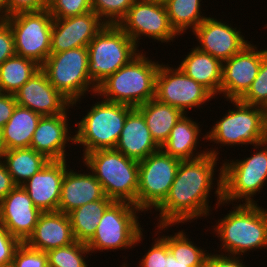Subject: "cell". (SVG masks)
Listing matches in <instances>:
<instances>
[{"label":"cell","instance_id":"7a4b0ae2","mask_svg":"<svg viewBox=\"0 0 267 267\" xmlns=\"http://www.w3.org/2000/svg\"><path fill=\"white\" fill-rule=\"evenodd\" d=\"M232 206L229 213L211 226L214 237L221 241L218 252L243 257L251 251L267 249V209L258 203Z\"/></svg>","mask_w":267,"mask_h":267},{"label":"cell","instance_id":"e575fe53","mask_svg":"<svg viewBox=\"0 0 267 267\" xmlns=\"http://www.w3.org/2000/svg\"><path fill=\"white\" fill-rule=\"evenodd\" d=\"M135 0H92V10L106 25H118Z\"/></svg>","mask_w":267,"mask_h":267},{"label":"cell","instance_id":"2e32d148","mask_svg":"<svg viewBox=\"0 0 267 267\" xmlns=\"http://www.w3.org/2000/svg\"><path fill=\"white\" fill-rule=\"evenodd\" d=\"M231 25L226 19L223 21L209 15L192 32L199 43L195 47L221 62L228 60L251 42L242 35L241 28Z\"/></svg>","mask_w":267,"mask_h":267},{"label":"cell","instance_id":"cb8c5ba5","mask_svg":"<svg viewBox=\"0 0 267 267\" xmlns=\"http://www.w3.org/2000/svg\"><path fill=\"white\" fill-rule=\"evenodd\" d=\"M74 241L68 214L53 211L40 214L33 233L25 243L31 248L48 252L72 244Z\"/></svg>","mask_w":267,"mask_h":267},{"label":"cell","instance_id":"44dd1931","mask_svg":"<svg viewBox=\"0 0 267 267\" xmlns=\"http://www.w3.org/2000/svg\"><path fill=\"white\" fill-rule=\"evenodd\" d=\"M68 160H49L47 164L23 185L34 205L41 212L58 211L61 185Z\"/></svg>","mask_w":267,"mask_h":267},{"label":"cell","instance_id":"4316f807","mask_svg":"<svg viewBox=\"0 0 267 267\" xmlns=\"http://www.w3.org/2000/svg\"><path fill=\"white\" fill-rule=\"evenodd\" d=\"M136 109L143 115L155 143L161 148L175 124L184 113L156 98L141 104Z\"/></svg>","mask_w":267,"mask_h":267},{"label":"cell","instance_id":"8992f818","mask_svg":"<svg viewBox=\"0 0 267 267\" xmlns=\"http://www.w3.org/2000/svg\"><path fill=\"white\" fill-rule=\"evenodd\" d=\"M134 108L125 104L100 100L90 106L85 116L74 126L75 144L86 153L115 149L127 115Z\"/></svg>","mask_w":267,"mask_h":267},{"label":"cell","instance_id":"4fadbf2b","mask_svg":"<svg viewBox=\"0 0 267 267\" xmlns=\"http://www.w3.org/2000/svg\"><path fill=\"white\" fill-rule=\"evenodd\" d=\"M160 63L156 76L155 98L187 114L202 108L215 97L201 84L187 76L180 67ZM189 109V110H188ZM188 111V112H187Z\"/></svg>","mask_w":267,"mask_h":267},{"label":"cell","instance_id":"836d02e7","mask_svg":"<svg viewBox=\"0 0 267 267\" xmlns=\"http://www.w3.org/2000/svg\"><path fill=\"white\" fill-rule=\"evenodd\" d=\"M90 253L86 243L75 240L67 246L49 250L48 267H88Z\"/></svg>","mask_w":267,"mask_h":267},{"label":"cell","instance_id":"74e56055","mask_svg":"<svg viewBox=\"0 0 267 267\" xmlns=\"http://www.w3.org/2000/svg\"><path fill=\"white\" fill-rule=\"evenodd\" d=\"M11 267H48L47 252L31 248L22 242L15 251Z\"/></svg>","mask_w":267,"mask_h":267},{"label":"cell","instance_id":"5b68a950","mask_svg":"<svg viewBox=\"0 0 267 267\" xmlns=\"http://www.w3.org/2000/svg\"><path fill=\"white\" fill-rule=\"evenodd\" d=\"M235 108L229 109L206 132V142L223 146H257L267 140V110L240 100H225ZM220 144V145H219ZM222 146V147H221Z\"/></svg>","mask_w":267,"mask_h":267},{"label":"cell","instance_id":"d4e9b609","mask_svg":"<svg viewBox=\"0 0 267 267\" xmlns=\"http://www.w3.org/2000/svg\"><path fill=\"white\" fill-rule=\"evenodd\" d=\"M115 149L137 161L160 150L151 136L143 115L136 108L127 115Z\"/></svg>","mask_w":267,"mask_h":267},{"label":"cell","instance_id":"d590c367","mask_svg":"<svg viewBox=\"0 0 267 267\" xmlns=\"http://www.w3.org/2000/svg\"><path fill=\"white\" fill-rule=\"evenodd\" d=\"M239 100L267 110V54L262 60L257 77L252 82L248 91Z\"/></svg>","mask_w":267,"mask_h":267},{"label":"cell","instance_id":"8fae6325","mask_svg":"<svg viewBox=\"0 0 267 267\" xmlns=\"http://www.w3.org/2000/svg\"><path fill=\"white\" fill-rule=\"evenodd\" d=\"M14 34L16 55L35 61L40 66L51 54L53 17L47 9L23 12L4 18Z\"/></svg>","mask_w":267,"mask_h":267},{"label":"cell","instance_id":"b9f144b4","mask_svg":"<svg viewBox=\"0 0 267 267\" xmlns=\"http://www.w3.org/2000/svg\"><path fill=\"white\" fill-rule=\"evenodd\" d=\"M48 3L49 0H8L7 17L18 13L47 9Z\"/></svg>","mask_w":267,"mask_h":267},{"label":"cell","instance_id":"bcb514c9","mask_svg":"<svg viewBox=\"0 0 267 267\" xmlns=\"http://www.w3.org/2000/svg\"><path fill=\"white\" fill-rule=\"evenodd\" d=\"M166 267H190V263H182L176 261L171 252L167 254V265Z\"/></svg>","mask_w":267,"mask_h":267},{"label":"cell","instance_id":"4dcf8cb0","mask_svg":"<svg viewBox=\"0 0 267 267\" xmlns=\"http://www.w3.org/2000/svg\"><path fill=\"white\" fill-rule=\"evenodd\" d=\"M113 202L111 199H101L84 204L68 213L74 239L87 243L95 234L105 210Z\"/></svg>","mask_w":267,"mask_h":267},{"label":"cell","instance_id":"ee69618b","mask_svg":"<svg viewBox=\"0 0 267 267\" xmlns=\"http://www.w3.org/2000/svg\"><path fill=\"white\" fill-rule=\"evenodd\" d=\"M16 105L17 102L14 95L0 92V129L3 128L12 116Z\"/></svg>","mask_w":267,"mask_h":267},{"label":"cell","instance_id":"f35d334b","mask_svg":"<svg viewBox=\"0 0 267 267\" xmlns=\"http://www.w3.org/2000/svg\"><path fill=\"white\" fill-rule=\"evenodd\" d=\"M155 238L152 237L154 242L147 250L148 252L140 258L141 260L138 261L139 266L137 267H166L167 254L170 252L169 247L160 236Z\"/></svg>","mask_w":267,"mask_h":267},{"label":"cell","instance_id":"83f0119b","mask_svg":"<svg viewBox=\"0 0 267 267\" xmlns=\"http://www.w3.org/2000/svg\"><path fill=\"white\" fill-rule=\"evenodd\" d=\"M41 117L29 108L16 105L12 116L2 128L7 150L29 148Z\"/></svg>","mask_w":267,"mask_h":267},{"label":"cell","instance_id":"ba28073f","mask_svg":"<svg viewBox=\"0 0 267 267\" xmlns=\"http://www.w3.org/2000/svg\"><path fill=\"white\" fill-rule=\"evenodd\" d=\"M142 211L133 204L114 201L101 217L93 237L86 243L91 254L132 249L145 239L139 222ZM144 237V238H143ZM143 239V240H142Z\"/></svg>","mask_w":267,"mask_h":267},{"label":"cell","instance_id":"60d3db41","mask_svg":"<svg viewBox=\"0 0 267 267\" xmlns=\"http://www.w3.org/2000/svg\"><path fill=\"white\" fill-rule=\"evenodd\" d=\"M16 55L14 34L10 24L4 19L0 18V65Z\"/></svg>","mask_w":267,"mask_h":267},{"label":"cell","instance_id":"9a60e30c","mask_svg":"<svg viewBox=\"0 0 267 267\" xmlns=\"http://www.w3.org/2000/svg\"><path fill=\"white\" fill-rule=\"evenodd\" d=\"M267 48L258 50L249 43L240 52L222 62L220 94L225 100H239L257 77Z\"/></svg>","mask_w":267,"mask_h":267},{"label":"cell","instance_id":"52a82bcc","mask_svg":"<svg viewBox=\"0 0 267 267\" xmlns=\"http://www.w3.org/2000/svg\"><path fill=\"white\" fill-rule=\"evenodd\" d=\"M253 149L254 153L250 157L236 160L231 158L230 161L224 158L223 163H220L222 199L226 204L257 203L254 196L267 186V140L253 146Z\"/></svg>","mask_w":267,"mask_h":267},{"label":"cell","instance_id":"681fc988","mask_svg":"<svg viewBox=\"0 0 267 267\" xmlns=\"http://www.w3.org/2000/svg\"><path fill=\"white\" fill-rule=\"evenodd\" d=\"M157 3L166 4L169 0H151Z\"/></svg>","mask_w":267,"mask_h":267},{"label":"cell","instance_id":"7bdbcfd3","mask_svg":"<svg viewBox=\"0 0 267 267\" xmlns=\"http://www.w3.org/2000/svg\"><path fill=\"white\" fill-rule=\"evenodd\" d=\"M211 252L207 256L205 267H247L246 262L242 260V256L218 254L217 250L215 254V249L213 253Z\"/></svg>","mask_w":267,"mask_h":267},{"label":"cell","instance_id":"9c48e42d","mask_svg":"<svg viewBox=\"0 0 267 267\" xmlns=\"http://www.w3.org/2000/svg\"><path fill=\"white\" fill-rule=\"evenodd\" d=\"M89 55L87 47L69 49L60 53H51L41 66L49 82L72 107H79L81 99L91 91L96 94L97 87L88 76ZM75 105V106H74Z\"/></svg>","mask_w":267,"mask_h":267},{"label":"cell","instance_id":"7c38bea8","mask_svg":"<svg viewBox=\"0 0 267 267\" xmlns=\"http://www.w3.org/2000/svg\"><path fill=\"white\" fill-rule=\"evenodd\" d=\"M181 160L161 149L139 161L137 207L152 212L167 197Z\"/></svg>","mask_w":267,"mask_h":267},{"label":"cell","instance_id":"ac0fdd59","mask_svg":"<svg viewBox=\"0 0 267 267\" xmlns=\"http://www.w3.org/2000/svg\"><path fill=\"white\" fill-rule=\"evenodd\" d=\"M17 105L29 108L41 116L66 113L72 103L49 82L40 69L14 94Z\"/></svg>","mask_w":267,"mask_h":267},{"label":"cell","instance_id":"3957f363","mask_svg":"<svg viewBox=\"0 0 267 267\" xmlns=\"http://www.w3.org/2000/svg\"><path fill=\"white\" fill-rule=\"evenodd\" d=\"M141 52L128 64L111 74L97 86L98 99L136 108L155 98L156 76L160 62Z\"/></svg>","mask_w":267,"mask_h":267},{"label":"cell","instance_id":"603a6c76","mask_svg":"<svg viewBox=\"0 0 267 267\" xmlns=\"http://www.w3.org/2000/svg\"><path fill=\"white\" fill-rule=\"evenodd\" d=\"M69 167L62 181L58 211L68 214L89 202L110 199L106 197L101 183L91 171L81 173V170L77 172Z\"/></svg>","mask_w":267,"mask_h":267},{"label":"cell","instance_id":"e0dca14e","mask_svg":"<svg viewBox=\"0 0 267 267\" xmlns=\"http://www.w3.org/2000/svg\"><path fill=\"white\" fill-rule=\"evenodd\" d=\"M106 24L92 10L67 18H54L51 31V53L87 47Z\"/></svg>","mask_w":267,"mask_h":267},{"label":"cell","instance_id":"6da1fadb","mask_svg":"<svg viewBox=\"0 0 267 267\" xmlns=\"http://www.w3.org/2000/svg\"><path fill=\"white\" fill-rule=\"evenodd\" d=\"M219 158L213 154H206L198 159L180 162L167 197L153 211V214L159 212V216H156V225L179 226L187 222L191 224L193 220L212 215L209 197L214 186V196L217 197V206L214 209L223 205L226 207L227 204L222 199V166L216 170ZM215 172L219 173L218 176Z\"/></svg>","mask_w":267,"mask_h":267},{"label":"cell","instance_id":"8d00e7d4","mask_svg":"<svg viewBox=\"0 0 267 267\" xmlns=\"http://www.w3.org/2000/svg\"><path fill=\"white\" fill-rule=\"evenodd\" d=\"M47 10L53 18H67L92 11V0H49Z\"/></svg>","mask_w":267,"mask_h":267},{"label":"cell","instance_id":"f6af8a7d","mask_svg":"<svg viewBox=\"0 0 267 267\" xmlns=\"http://www.w3.org/2000/svg\"><path fill=\"white\" fill-rule=\"evenodd\" d=\"M3 160H0V201L15 187Z\"/></svg>","mask_w":267,"mask_h":267},{"label":"cell","instance_id":"d6a6232c","mask_svg":"<svg viewBox=\"0 0 267 267\" xmlns=\"http://www.w3.org/2000/svg\"><path fill=\"white\" fill-rule=\"evenodd\" d=\"M201 1L169 0L165 4L170 24L179 37L187 33L188 29H191V32H193L207 17L201 11Z\"/></svg>","mask_w":267,"mask_h":267},{"label":"cell","instance_id":"7dc6e473","mask_svg":"<svg viewBox=\"0 0 267 267\" xmlns=\"http://www.w3.org/2000/svg\"><path fill=\"white\" fill-rule=\"evenodd\" d=\"M8 0H0V18H7Z\"/></svg>","mask_w":267,"mask_h":267},{"label":"cell","instance_id":"f546056e","mask_svg":"<svg viewBox=\"0 0 267 267\" xmlns=\"http://www.w3.org/2000/svg\"><path fill=\"white\" fill-rule=\"evenodd\" d=\"M3 161L16 186L23 185L49 161L32 148L7 150Z\"/></svg>","mask_w":267,"mask_h":267},{"label":"cell","instance_id":"277c9868","mask_svg":"<svg viewBox=\"0 0 267 267\" xmlns=\"http://www.w3.org/2000/svg\"><path fill=\"white\" fill-rule=\"evenodd\" d=\"M82 163L101 183L106 197L137 207L139 161L116 149H102L80 157Z\"/></svg>","mask_w":267,"mask_h":267},{"label":"cell","instance_id":"1f68e13d","mask_svg":"<svg viewBox=\"0 0 267 267\" xmlns=\"http://www.w3.org/2000/svg\"><path fill=\"white\" fill-rule=\"evenodd\" d=\"M41 66L35 61L15 55L0 65V92L14 95Z\"/></svg>","mask_w":267,"mask_h":267},{"label":"cell","instance_id":"30bf717a","mask_svg":"<svg viewBox=\"0 0 267 267\" xmlns=\"http://www.w3.org/2000/svg\"><path fill=\"white\" fill-rule=\"evenodd\" d=\"M87 48L88 76L96 87L141 52L118 25H105Z\"/></svg>","mask_w":267,"mask_h":267},{"label":"cell","instance_id":"d6986e66","mask_svg":"<svg viewBox=\"0 0 267 267\" xmlns=\"http://www.w3.org/2000/svg\"><path fill=\"white\" fill-rule=\"evenodd\" d=\"M41 213L22 186H15L0 201V223L21 242L33 233Z\"/></svg>","mask_w":267,"mask_h":267},{"label":"cell","instance_id":"c3c4849f","mask_svg":"<svg viewBox=\"0 0 267 267\" xmlns=\"http://www.w3.org/2000/svg\"><path fill=\"white\" fill-rule=\"evenodd\" d=\"M6 152H7V148L3 140L2 129H0V160H3V157Z\"/></svg>","mask_w":267,"mask_h":267},{"label":"cell","instance_id":"ab89813d","mask_svg":"<svg viewBox=\"0 0 267 267\" xmlns=\"http://www.w3.org/2000/svg\"><path fill=\"white\" fill-rule=\"evenodd\" d=\"M22 242L0 223V267H10L15 251Z\"/></svg>","mask_w":267,"mask_h":267},{"label":"cell","instance_id":"484cf974","mask_svg":"<svg viewBox=\"0 0 267 267\" xmlns=\"http://www.w3.org/2000/svg\"><path fill=\"white\" fill-rule=\"evenodd\" d=\"M178 67L190 78L205 87L215 98L220 96L222 62L212 55L191 48Z\"/></svg>","mask_w":267,"mask_h":267},{"label":"cell","instance_id":"7402d4cb","mask_svg":"<svg viewBox=\"0 0 267 267\" xmlns=\"http://www.w3.org/2000/svg\"><path fill=\"white\" fill-rule=\"evenodd\" d=\"M193 118L188 117V114H184L179 121L172 128L168 139L160 148L164 153L175 157L181 161L185 160H194L200 157L205 156L206 154H213L217 157L220 155L218 151V147L212 145V148H206L204 150H199L198 148L201 139H203L204 143L206 140V134L201 133L202 127L198 121L192 120ZM203 136L201 138V135ZM201 138V139H199ZM200 152H199V151Z\"/></svg>","mask_w":267,"mask_h":267},{"label":"cell","instance_id":"5bb4252c","mask_svg":"<svg viewBox=\"0 0 267 267\" xmlns=\"http://www.w3.org/2000/svg\"><path fill=\"white\" fill-rule=\"evenodd\" d=\"M118 26L138 48L143 38L167 44L179 36L170 24L165 4L151 0H135Z\"/></svg>","mask_w":267,"mask_h":267},{"label":"cell","instance_id":"ffe728a7","mask_svg":"<svg viewBox=\"0 0 267 267\" xmlns=\"http://www.w3.org/2000/svg\"><path fill=\"white\" fill-rule=\"evenodd\" d=\"M70 112L59 115L42 116L33 134L30 148L43 154L48 160H67L65 149L75 144V135L69 127ZM69 119V120H68ZM71 142V143H70ZM67 144V146H66Z\"/></svg>","mask_w":267,"mask_h":267},{"label":"cell","instance_id":"f907efd6","mask_svg":"<svg viewBox=\"0 0 267 267\" xmlns=\"http://www.w3.org/2000/svg\"><path fill=\"white\" fill-rule=\"evenodd\" d=\"M129 264H131V263H128V264H127V263L123 262L122 265H120V267H129V266H128Z\"/></svg>","mask_w":267,"mask_h":267},{"label":"cell","instance_id":"f1b7e54d","mask_svg":"<svg viewBox=\"0 0 267 267\" xmlns=\"http://www.w3.org/2000/svg\"><path fill=\"white\" fill-rule=\"evenodd\" d=\"M174 227L175 224H157V229L155 228V236L160 235V237L167 243L170 252L178 262L190 263V267H205L206 259L209 254L205 248L196 246L194 241L189 239L185 230H179L174 235H165L163 232L168 234V229ZM163 231V232H162ZM157 232V233H156ZM163 233V235L161 234ZM207 251V252H206Z\"/></svg>","mask_w":267,"mask_h":267}]
</instances>
